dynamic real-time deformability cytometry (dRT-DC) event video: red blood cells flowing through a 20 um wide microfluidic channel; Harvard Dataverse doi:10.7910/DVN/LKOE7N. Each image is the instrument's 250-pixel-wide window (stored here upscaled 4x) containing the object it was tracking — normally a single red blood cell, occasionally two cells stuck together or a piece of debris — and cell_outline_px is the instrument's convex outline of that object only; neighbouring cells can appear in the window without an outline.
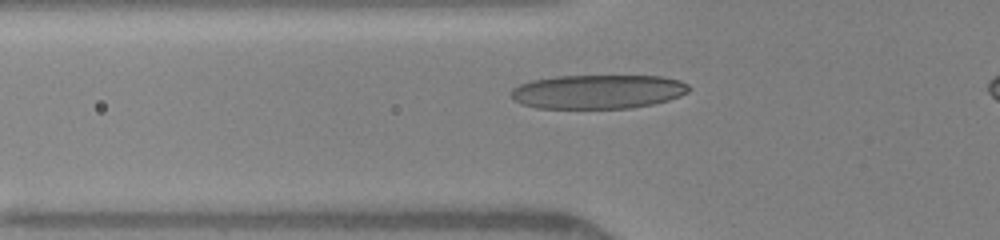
{"species": "human", "species_latin": "Homo sapiens", "temperature_condition": "warm", "stored_images_in_passage": 37, "camera_frame_rate_fps": 3000, "um_per_image_px": 0.085, "donor": {"sex": "female"}, "frame": {"image": 1, "passage_image": 10, "time_ms": 3.0, "image_size_px": [1000, 240], "cell_outline_px": [[692, 88], [688, 92], [680, 96], [668, 100], [652, 104], [632, 108], [536, 108], [520, 104], [512, 100], [512, 88], [520, 84], [532, 80], [556, 76], [660, 76], [680, 80], [688, 84]], "centroid_in_image_um": [50.82, 7.79], "position_along_channel_um": 75.0, "area_um2": 35.49}}
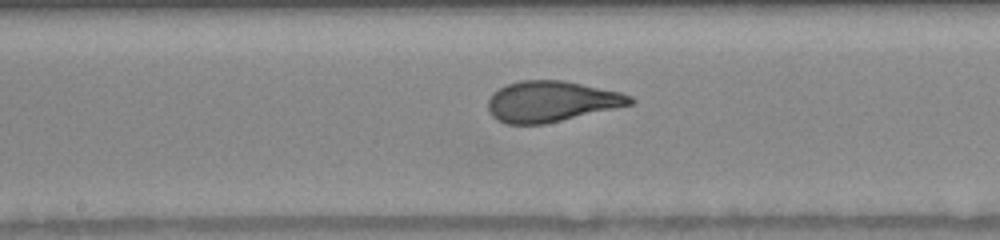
{"frame": {"image": 2, "passage_image": 19, "time_ms": 6.0, "image_size_px": [1000, 240], "cell_outline_px": [[636, 100], [632, 104], [544, 124], [504, 124], [496, 120], [488, 112], [488, 100], [492, 92], [504, 84], [520, 80], [564, 80], [620, 92], [632, 96]], "centroid_in_image_um": [46.81, 8.61], "position_along_channel_um": 201.4, "area_um2": 33.93}}
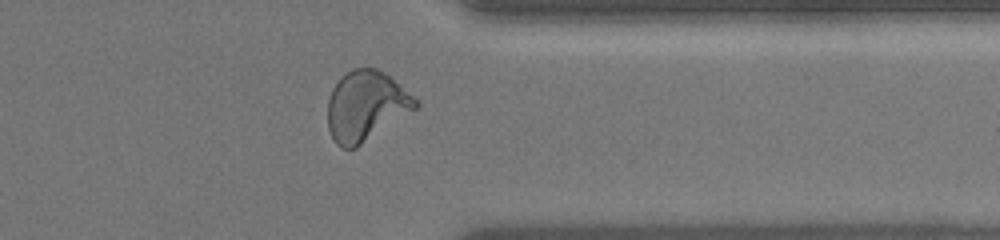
{"frame": {"image": 3, "passage_image": 32, "time_ms": 10.333, "image_size_px": [1000, 240], "cell_outline_px": [[420, 104], [416, 108], [356, 148], [340, 148], [336, 144], [328, 128], [328, 100], [332, 88], [340, 76], [344, 72], [352, 68], [376, 68], [384, 72], [400, 84], [420, 100]], "centroid_in_image_um": [31.1, 8.99], "position_along_channel_um": 380.3, "area_um2": 35.95}}